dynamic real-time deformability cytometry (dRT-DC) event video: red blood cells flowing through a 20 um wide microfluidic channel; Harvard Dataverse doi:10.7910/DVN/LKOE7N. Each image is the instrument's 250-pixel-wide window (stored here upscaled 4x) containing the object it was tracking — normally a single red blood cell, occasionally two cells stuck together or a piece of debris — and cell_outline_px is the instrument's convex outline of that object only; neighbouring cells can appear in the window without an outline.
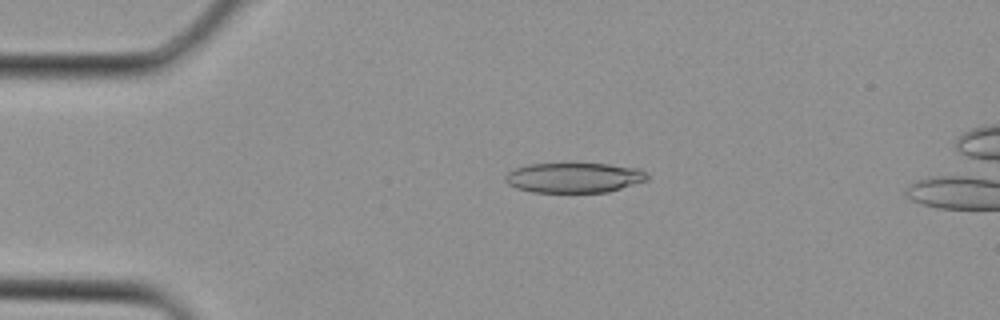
{"species": "Egyptian fruit bat (a non-hibernating species)", "species_latin": "Rousettus aegyptiacus", "temperature_condition": "cold", "stored_images_in_passage": 2, "camera_frame_rate_fps": 3000, "um_per_image_px": 0.085, "animal": {"sex": "female"}, "frame": {"image": 1, "passage_image": 1, "time_ms": 0.0, "image_size_px": [1000, 320], "cell_outline_px": [[648, 180], [608, 192], [532, 192], [516, 188], [508, 184], [504, 180], [504, 176], [508, 172], [516, 168], [528, 164], [608, 164], [636, 168], [644, 172], [648, 176]], "centroid_in_image_um": [48.76, 15.11], "position_along_channel_um": 36.2, "area_um2": 24.68}}